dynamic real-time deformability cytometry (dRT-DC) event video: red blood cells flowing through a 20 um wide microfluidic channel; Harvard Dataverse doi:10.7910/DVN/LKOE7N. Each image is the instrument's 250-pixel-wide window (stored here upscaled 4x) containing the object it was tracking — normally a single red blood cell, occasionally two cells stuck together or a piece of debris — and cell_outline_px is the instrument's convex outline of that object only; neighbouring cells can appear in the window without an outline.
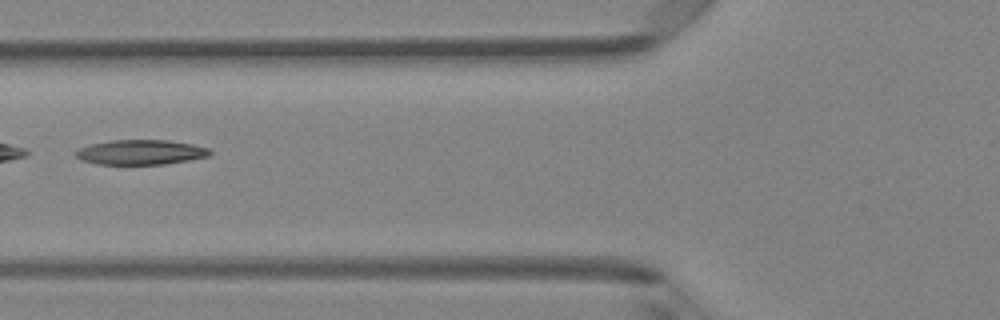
{"species": "Egyptian fruit bat (a non-hibernating species)", "species_latin": "Rousettus aegyptiacus", "temperature_condition": "room temperature", "stored_images_in_passage": 7, "camera_frame_rate_fps": 3000, "um_per_image_px": 0.085, "animal": {"sex": "female"}, "frame": {"image": 1, "passage_image": 6, "time_ms": 1.667, "image_size_px": [1000, 320], "cell_outline_px": [[212, 152], [208, 156], [188, 160], [164, 164], [96, 164], [80, 160], [76, 156], [76, 152], [80, 148], [92, 144], [112, 140], [168, 140], [192, 144], [208, 148]], "centroid_in_image_um": [11.96, 12.94], "position_along_channel_um": 113.8, "area_um2": 19.25}}
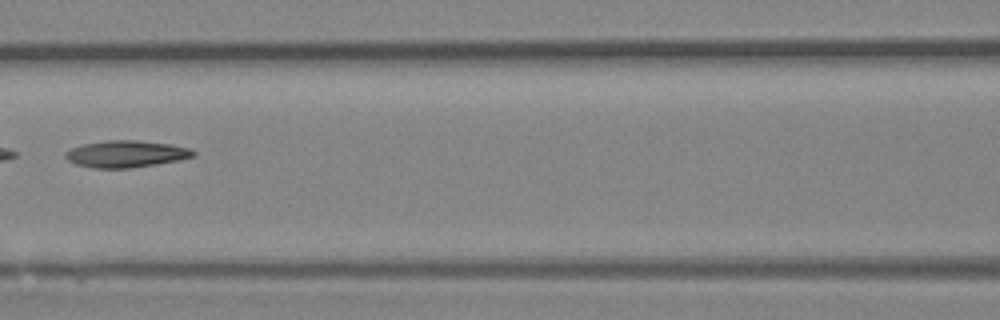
{"frame": {"image": 2, "passage_image": 7, "time_ms": 2.0, "image_size_px": [1000, 320], "cell_outline_px": [[196, 156], [180, 160], [132, 168], [92, 168], [76, 164], [68, 160], [64, 156], [64, 152], [72, 148], [84, 144], [108, 140], [136, 140], [172, 144], [188, 148], [196, 152]], "centroid_in_image_um": [10.73, 13.09], "position_along_channel_um": 155.9, "area_um2": 20.06}}